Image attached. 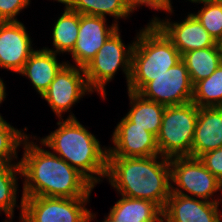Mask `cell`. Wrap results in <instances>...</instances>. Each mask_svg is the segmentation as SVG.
<instances>
[{
  "label": "cell",
  "instance_id": "1",
  "mask_svg": "<svg viewBox=\"0 0 222 222\" xmlns=\"http://www.w3.org/2000/svg\"><path fill=\"white\" fill-rule=\"evenodd\" d=\"M36 143L37 137H32L30 134L22 143L24 153L19 161L23 179L21 193L23 197L91 196L95 186L83 174L48 149H44L40 141V146Z\"/></svg>",
  "mask_w": 222,
  "mask_h": 222
},
{
  "label": "cell",
  "instance_id": "2",
  "mask_svg": "<svg viewBox=\"0 0 222 222\" xmlns=\"http://www.w3.org/2000/svg\"><path fill=\"white\" fill-rule=\"evenodd\" d=\"M106 179L117 194L148 200L165 208L171 193L169 158L108 157Z\"/></svg>",
  "mask_w": 222,
  "mask_h": 222
},
{
  "label": "cell",
  "instance_id": "3",
  "mask_svg": "<svg viewBox=\"0 0 222 222\" xmlns=\"http://www.w3.org/2000/svg\"><path fill=\"white\" fill-rule=\"evenodd\" d=\"M58 127L39 139L44 147L76 168L94 186L107 174L108 147L82 125L73 112L66 119H58ZM103 179V180H101Z\"/></svg>",
  "mask_w": 222,
  "mask_h": 222
},
{
  "label": "cell",
  "instance_id": "4",
  "mask_svg": "<svg viewBox=\"0 0 222 222\" xmlns=\"http://www.w3.org/2000/svg\"><path fill=\"white\" fill-rule=\"evenodd\" d=\"M141 28L134 37L131 55L127 90L132 92H138L147 82L161 76L181 61L179 51L154 22H149Z\"/></svg>",
  "mask_w": 222,
  "mask_h": 222
},
{
  "label": "cell",
  "instance_id": "5",
  "mask_svg": "<svg viewBox=\"0 0 222 222\" xmlns=\"http://www.w3.org/2000/svg\"><path fill=\"white\" fill-rule=\"evenodd\" d=\"M121 37L120 28H118L106 40L94 58L83 68L90 90L93 93H98L103 100L107 99V83L114 80L115 74L119 70L125 74L128 87L134 40L126 46Z\"/></svg>",
  "mask_w": 222,
  "mask_h": 222
},
{
  "label": "cell",
  "instance_id": "6",
  "mask_svg": "<svg viewBox=\"0 0 222 222\" xmlns=\"http://www.w3.org/2000/svg\"><path fill=\"white\" fill-rule=\"evenodd\" d=\"M198 117L193 102L166 106L156 136L160 155L166 158L190 156Z\"/></svg>",
  "mask_w": 222,
  "mask_h": 222
},
{
  "label": "cell",
  "instance_id": "7",
  "mask_svg": "<svg viewBox=\"0 0 222 222\" xmlns=\"http://www.w3.org/2000/svg\"><path fill=\"white\" fill-rule=\"evenodd\" d=\"M169 162L171 193L222 203L221 197L215 199V194L222 192V182L205 167L199 158L173 157L169 159Z\"/></svg>",
  "mask_w": 222,
  "mask_h": 222
},
{
  "label": "cell",
  "instance_id": "8",
  "mask_svg": "<svg viewBox=\"0 0 222 222\" xmlns=\"http://www.w3.org/2000/svg\"><path fill=\"white\" fill-rule=\"evenodd\" d=\"M90 197H24L21 222H91L96 214L86 208Z\"/></svg>",
  "mask_w": 222,
  "mask_h": 222
},
{
  "label": "cell",
  "instance_id": "9",
  "mask_svg": "<svg viewBox=\"0 0 222 222\" xmlns=\"http://www.w3.org/2000/svg\"><path fill=\"white\" fill-rule=\"evenodd\" d=\"M66 62L41 96L58 119H63V115L70 112L86 94L93 93L87 84L84 69L68 60Z\"/></svg>",
  "mask_w": 222,
  "mask_h": 222
},
{
  "label": "cell",
  "instance_id": "10",
  "mask_svg": "<svg viewBox=\"0 0 222 222\" xmlns=\"http://www.w3.org/2000/svg\"><path fill=\"white\" fill-rule=\"evenodd\" d=\"M137 93L165 106L192 102L193 85L185 63L181 60L161 76L147 82Z\"/></svg>",
  "mask_w": 222,
  "mask_h": 222
},
{
  "label": "cell",
  "instance_id": "11",
  "mask_svg": "<svg viewBox=\"0 0 222 222\" xmlns=\"http://www.w3.org/2000/svg\"><path fill=\"white\" fill-rule=\"evenodd\" d=\"M108 146V157H151L160 155L156 136L135 126L125 116L116 125Z\"/></svg>",
  "mask_w": 222,
  "mask_h": 222
},
{
  "label": "cell",
  "instance_id": "12",
  "mask_svg": "<svg viewBox=\"0 0 222 222\" xmlns=\"http://www.w3.org/2000/svg\"><path fill=\"white\" fill-rule=\"evenodd\" d=\"M184 18L173 22L168 16L165 19L153 16L149 22H154L165 33L181 55L218 44L192 13Z\"/></svg>",
  "mask_w": 222,
  "mask_h": 222
},
{
  "label": "cell",
  "instance_id": "13",
  "mask_svg": "<svg viewBox=\"0 0 222 222\" xmlns=\"http://www.w3.org/2000/svg\"><path fill=\"white\" fill-rule=\"evenodd\" d=\"M32 42L21 21L0 22V68L19 74L36 50Z\"/></svg>",
  "mask_w": 222,
  "mask_h": 222
},
{
  "label": "cell",
  "instance_id": "14",
  "mask_svg": "<svg viewBox=\"0 0 222 222\" xmlns=\"http://www.w3.org/2000/svg\"><path fill=\"white\" fill-rule=\"evenodd\" d=\"M99 16L80 14L78 39L70 53L73 65L84 68L101 49L106 40L120 27Z\"/></svg>",
  "mask_w": 222,
  "mask_h": 222
},
{
  "label": "cell",
  "instance_id": "15",
  "mask_svg": "<svg viewBox=\"0 0 222 222\" xmlns=\"http://www.w3.org/2000/svg\"><path fill=\"white\" fill-rule=\"evenodd\" d=\"M220 202L170 193L162 210L163 222H222Z\"/></svg>",
  "mask_w": 222,
  "mask_h": 222
},
{
  "label": "cell",
  "instance_id": "16",
  "mask_svg": "<svg viewBox=\"0 0 222 222\" xmlns=\"http://www.w3.org/2000/svg\"><path fill=\"white\" fill-rule=\"evenodd\" d=\"M222 147V107H198L190 157L199 158L206 152Z\"/></svg>",
  "mask_w": 222,
  "mask_h": 222
},
{
  "label": "cell",
  "instance_id": "17",
  "mask_svg": "<svg viewBox=\"0 0 222 222\" xmlns=\"http://www.w3.org/2000/svg\"><path fill=\"white\" fill-rule=\"evenodd\" d=\"M57 54L44 48L35 50L19 73L30 80L35 91L42 96L59 70L67 63L59 62Z\"/></svg>",
  "mask_w": 222,
  "mask_h": 222
},
{
  "label": "cell",
  "instance_id": "18",
  "mask_svg": "<svg viewBox=\"0 0 222 222\" xmlns=\"http://www.w3.org/2000/svg\"><path fill=\"white\" fill-rule=\"evenodd\" d=\"M130 109L125 117L140 128L157 136L159 133L165 105L148 100L137 92L127 90Z\"/></svg>",
  "mask_w": 222,
  "mask_h": 222
},
{
  "label": "cell",
  "instance_id": "19",
  "mask_svg": "<svg viewBox=\"0 0 222 222\" xmlns=\"http://www.w3.org/2000/svg\"><path fill=\"white\" fill-rule=\"evenodd\" d=\"M121 198L110 208L109 214L119 222H163L162 209L154 202L129 198Z\"/></svg>",
  "mask_w": 222,
  "mask_h": 222
},
{
  "label": "cell",
  "instance_id": "20",
  "mask_svg": "<svg viewBox=\"0 0 222 222\" xmlns=\"http://www.w3.org/2000/svg\"><path fill=\"white\" fill-rule=\"evenodd\" d=\"M20 175V177L18 176ZM22 177L20 163L0 164V214L6 215V220L14 219V210L19 208V221L23 215V196L21 197L20 206L17 204L18 178ZM9 218V219H8Z\"/></svg>",
  "mask_w": 222,
  "mask_h": 222
},
{
  "label": "cell",
  "instance_id": "21",
  "mask_svg": "<svg viewBox=\"0 0 222 222\" xmlns=\"http://www.w3.org/2000/svg\"><path fill=\"white\" fill-rule=\"evenodd\" d=\"M56 20L52 27V46L53 48L43 47L55 54H70L75 47L78 39L80 14L71 10L68 6L64 7L63 13Z\"/></svg>",
  "mask_w": 222,
  "mask_h": 222
},
{
  "label": "cell",
  "instance_id": "22",
  "mask_svg": "<svg viewBox=\"0 0 222 222\" xmlns=\"http://www.w3.org/2000/svg\"><path fill=\"white\" fill-rule=\"evenodd\" d=\"M185 63L192 85L209 77L221 65L218 44L214 47L192 50L181 55Z\"/></svg>",
  "mask_w": 222,
  "mask_h": 222
},
{
  "label": "cell",
  "instance_id": "23",
  "mask_svg": "<svg viewBox=\"0 0 222 222\" xmlns=\"http://www.w3.org/2000/svg\"><path fill=\"white\" fill-rule=\"evenodd\" d=\"M71 10L83 15L113 17V21L119 26V19H129L133 10L128 0H69L67 5Z\"/></svg>",
  "mask_w": 222,
  "mask_h": 222
},
{
  "label": "cell",
  "instance_id": "24",
  "mask_svg": "<svg viewBox=\"0 0 222 222\" xmlns=\"http://www.w3.org/2000/svg\"><path fill=\"white\" fill-rule=\"evenodd\" d=\"M192 102L199 108L222 107V63L209 77L193 86Z\"/></svg>",
  "mask_w": 222,
  "mask_h": 222
},
{
  "label": "cell",
  "instance_id": "25",
  "mask_svg": "<svg viewBox=\"0 0 222 222\" xmlns=\"http://www.w3.org/2000/svg\"><path fill=\"white\" fill-rule=\"evenodd\" d=\"M27 130V127L18 130L0 116V164L20 163L18 149L29 135L25 133Z\"/></svg>",
  "mask_w": 222,
  "mask_h": 222
},
{
  "label": "cell",
  "instance_id": "26",
  "mask_svg": "<svg viewBox=\"0 0 222 222\" xmlns=\"http://www.w3.org/2000/svg\"><path fill=\"white\" fill-rule=\"evenodd\" d=\"M203 4L197 13H192L218 43L222 40V0H198Z\"/></svg>",
  "mask_w": 222,
  "mask_h": 222
},
{
  "label": "cell",
  "instance_id": "27",
  "mask_svg": "<svg viewBox=\"0 0 222 222\" xmlns=\"http://www.w3.org/2000/svg\"><path fill=\"white\" fill-rule=\"evenodd\" d=\"M30 3L31 0H0V22L19 21L17 16Z\"/></svg>",
  "mask_w": 222,
  "mask_h": 222
},
{
  "label": "cell",
  "instance_id": "28",
  "mask_svg": "<svg viewBox=\"0 0 222 222\" xmlns=\"http://www.w3.org/2000/svg\"><path fill=\"white\" fill-rule=\"evenodd\" d=\"M199 159L205 167L222 182V147L204 153Z\"/></svg>",
  "mask_w": 222,
  "mask_h": 222
},
{
  "label": "cell",
  "instance_id": "29",
  "mask_svg": "<svg viewBox=\"0 0 222 222\" xmlns=\"http://www.w3.org/2000/svg\"><path fill=\"white\" fill-rule=\"evenodd\" d=\"M128 3L131 7V9L133 10V12H135V10H138L139 7L141 6H146L149 9H153L156 11H164L166 13H170L169 15H172V13L174 14L173 10V2L170 3L168 0H128Z\"/></svg>",
  "mask_w": 222,
  "mask_h": 222
},
{
  "label": "cell",
  "instance_id": "30",
  "mask_svg": "<svg viewBox=\"0 0 222 222\" xmlns=\"http://www.w3.org/2000/svg\"><path fill=\"white\" fill-rule=\"evenodd\" d=\"M6 87L5 83L3 82V78H0V104L3 103V101L6 99ZM1 116V113H0Z\"/></svg>",
  "mask_w": 222,
  "mask_h": 222
},
{
  "label": "cell",
  "instance_id": "31",
  "mask_svg": "<svg viewBox=\"0 0 222 222\" xmlns=\"http://www.w3.org/2000/svg\"><path fill=\"white\" fill-rule=\"evenodd\" d=\"M99 222V221H98ZM100 222H119L115 220L109 213L105 216V218Z\"/></svg>",
  "mask_w": 222,
  "mask_h": 222
},
{
  "label": "cell",
  "instance_id": "32",
  "mask_svg": "<svg viewBox=\"0 0 222 222\" xmlns=\"http://www.w3.org/2000/svg\"><path fill=\"white\" fill-rule=\"evenodd\" d=\"M54 1H56V2H58V3H61V4H63L64 6H67L68 3H69V0H54Z\"/></svg>",
  "mask_w": 222,
  "mask_h": 222
},
{
  "label": "cell",
  "instance_id": "33",
  "mask_svg": "<svg viewBox=\"0 0 222 222\" xmlns=\"http://www.w3.org/2000/svg\"><path fill=\"white\" fill-rule=\"evenodd\" d=\"M218 46L220 49V55H221V60H222V40L218 42Z\"/></svg>",
  "mask_w": 222,
  "mask_h": 222
},
{
  "label": "cell",
  "instance_id": "34",
  "mask_svg": "<svg viewBox=\"0 0 222 222\" xmlns=\"http://www.w3.org/2000/svg\"><path fill=\"white\" fill-rule=\"evenodd\" d=\"M168 1H169L170 3L172 2V0H168ZM187 1L194 3V2H197L198 0H187Z\"/></svg>",
  "mask_w": 222,
  "mask_h": 222
}]
</instances>
